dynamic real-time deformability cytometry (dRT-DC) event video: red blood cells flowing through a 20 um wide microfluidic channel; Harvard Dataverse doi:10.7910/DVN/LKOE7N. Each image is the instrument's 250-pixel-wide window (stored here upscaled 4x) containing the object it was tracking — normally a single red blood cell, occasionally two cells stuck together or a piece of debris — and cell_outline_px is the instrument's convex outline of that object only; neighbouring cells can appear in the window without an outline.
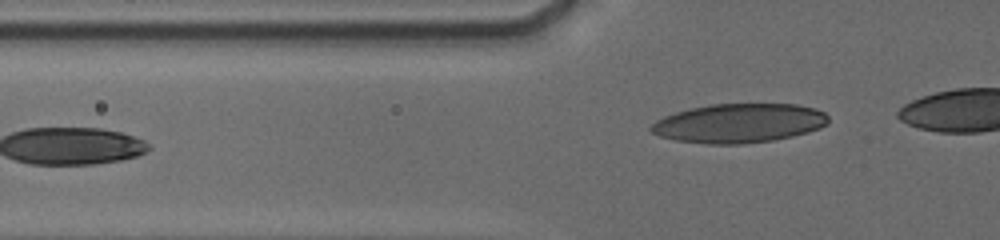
{"species": "human", "species_latin": "Homo sapiens", "temperature_condition": "cold", "stored_images_in_passage": 9, "segment_of_instrument_passage": [2, 2], "camera_frame_rate_fps": 3000, "um_per_image_px": 0.085, "donor": {"sex": "male"}, "frame": {"image": 1, "passage_image": 9, "time_ms": 4.333, "image_size_px": [1000, 240], "cell_outline_px": [[828, 124], [820, 128], [808, 132], [792, 136], [772, 140], [744, 144], [708, 144], [676, 140], [660, 136], [652, 132], [648, 128], [656, 120], [664, 116], [676, 112], [692, 108], [712, 104], [796, 104], [816, 108], [824, 112], [828, 116]], "centroid_in_image_um": [62.83, 10.47], "position_along_channel_um": 63.0, "area_um2": 40.46}}